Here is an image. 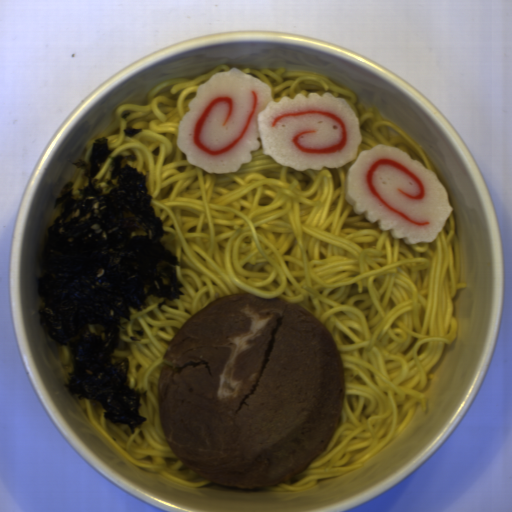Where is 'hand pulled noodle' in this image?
I'll return each instance as SVG.
<instances>
[{"instance_id":"1","label":"hand pulled noodle","mask_w":512,"mask_h":512,"mask_svg":"<svg viewBox=\"0 0 512 512\" xmlns=\"http://www.w3.org/2000/svg\"><path fill=\"white\" fill-rule=\"evenodd\" d=\"M232 69L220 64L196 77L159 83L143 102L116 109L107 126L87 141L105 138L110 157L136 153L129 165L147 175L162 245L179 260L183 285L175 301L147 298L130 311L112 361L128 360L130 388L146 391L132 434L111 422L99 401L77 400L101 436L136 467L179 484L211 480L192 472L173 453L162 426L157 389L164 354L179 329L213 301L236 293L295 302L332 335L344 369V396L336 431L306 468L276 493L306 490L339 477L401 436L444 351L456 338V298L466 289L453 211L429 243L407 245L354 212L345 194L347 171L361 151L387 145L408 154L440 182L423 147L355 93L327 76L287 69L240 70L267 84L277 103L330 93L354 111L361 138L354 160L339 168L297 171L259 149L237 172L209 174L192 166L178 147V127L201 85ZM142 129L135 138L123 129Z\"/></svg>"},{"instance_id":"2","label":"hand pulled noodle","mask_w":512,"mask_h":512,"mask_svg":"<svg viewBox=\"0 0 512 512\" xmlns=\"http://www.w3.org/2000/svg\"><path fill=\"white\" fill-rule=\"evenodd\" d=\"M48 340L54 346L61 362L63 365L66 381H68L72 370L73 355L70 347L62 346L53 339L50 338L47 331L45 330Z\"/></svg>"},{"instance_id":"3","label":"hand pulled noodle","mask_w":512,"mask_h":512,"mask_svg":"<svg viewBox=\"0 0 512 512\" xmlns=\"http://www.w3.org/2000/svg\"><path fill=\"white\" fill-rule=\"evenodd\" d=\"M111 159H106L100 167V173L96 174L94 180H107L110 176V168H111Z\"/></svg>"},{"instance_id":"4","label":"hand pulled noodle","mask_w":512,"mask_h":512,"mask_svg":"<svg viewBox=\"0 0 512 512\" xmlns=\"http://www.w3.org/2000/svg\"><path fill=\"white\" fill-rule=\"evenodd\" d=\"M84 172H85V170L78 169V168L75 170L73 187L75 188L76 191L78 189H80L81 186L83 185Z\"/></svg>"},{"instance_id":"5","label":"hand pulled noodle","mask_w":512,"mask_h":512,"mask_svg":"<svg viewBox=\"0 0 512 512\" xmlns=\"http://www.w3.org/2000/svg\"><path fill=\"white\" fill-rule=\"evenodd\" d=\"M61 212H62L61 206L60 207H55V209H54V211H53V213L51 215L50 226L54 222L55 218L60 215Z\"/></svg>"}]
</instances>
